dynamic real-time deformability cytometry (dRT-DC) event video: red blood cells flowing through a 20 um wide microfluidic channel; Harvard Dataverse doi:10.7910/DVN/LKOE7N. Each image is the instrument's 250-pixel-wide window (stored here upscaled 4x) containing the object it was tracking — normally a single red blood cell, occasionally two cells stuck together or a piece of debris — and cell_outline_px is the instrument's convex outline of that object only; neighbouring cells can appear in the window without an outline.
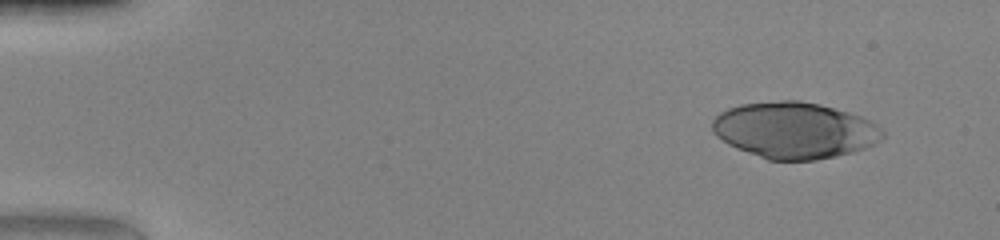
{"species": "human", "species_latin": "Homo sapiens", "temperature_condition": "warm", "stored_images_in_passage": 45, "camera_frame_rate_fps": 3000, "um_per_image_px": 0.085, "donor": {"sex": "female"}, "frame": {"image": 1, "passage_image": 1, "time_ms": 0.0, "image_size_px": [1000, 240], "cell_outline_px": [[884, 136], [880, 140], [864, 148], [852, 152], [836, 156], [816, 160], [768, 160], [736, 148], [728, 144], [716, 136], [712, 132], [712, 120], [720, 112], [728, 108], [740, 104], [780, 100], [800, 100], [820, 104], [848, 112], [860, 116], [876, 124], [884, 132]], "centroid_in_image_um": [67.5, 11.07], "position_along_channel_um": 17.5, "area_um2": 55.89}}
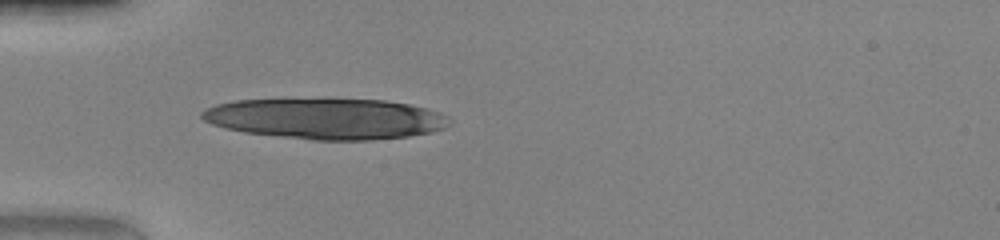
{"frame": {"image": 2, "passage_image": 12, "time_ms": 3.667, "image_size_px": [1000, 240], "cell_outline_px": [[452, 120], [444, 128], [432, 132], [408, 136], [372, 140], [312, 140], [244, 132], [224, 128], [212, 124], [204, 120], [200, 116], [200, 112], [216, 104], [236, 100], [384, 100], [408, 104], [428, 108], [440, 112], [448, 116]], "centroid_in_image_um": [27.74, 10.1], "position_along_channel_um": 57.3, "area_um2": 58.55}}